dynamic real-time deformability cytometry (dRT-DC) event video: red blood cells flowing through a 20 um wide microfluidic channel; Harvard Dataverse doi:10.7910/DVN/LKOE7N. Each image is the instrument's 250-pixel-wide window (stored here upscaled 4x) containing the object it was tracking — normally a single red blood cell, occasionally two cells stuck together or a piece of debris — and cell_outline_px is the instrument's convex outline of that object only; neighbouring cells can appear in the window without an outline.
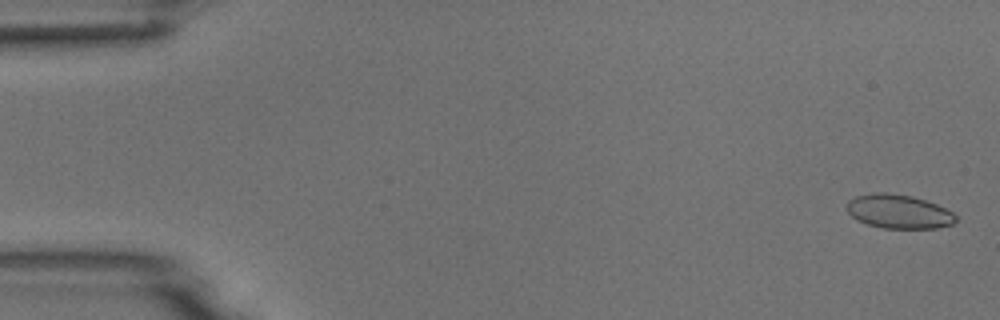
{"species": "common noctule bat (a hibernating species)", "species_latin": "Nyctalus noctula", "temperature_condition": "room temperature", "stored_images_in_passage": 16, "camera_frame_rate_fps": 3000, "um_per_image_px": 0.085, "animal": {"sex": "male", "body_mass_g": 18.8}, "frame": {"image": 1, "passage_image": 2, "time_ms": 0.333, "image_size_px": [1000, 320], "cell_outline_px": [[956, 220], [952, 224], [936, 228], [884, 228], [868, 224], [856, 220], [848, 212], [848, 200], [856, 196], [872, 192], [884, 192], [912, 196], [936, 204], [952, 212], [956, 216]], "centroid_in_image_um": [76.37, 17.97], "position_along_channel_um": 8.6, "area_um2": 21.39}}
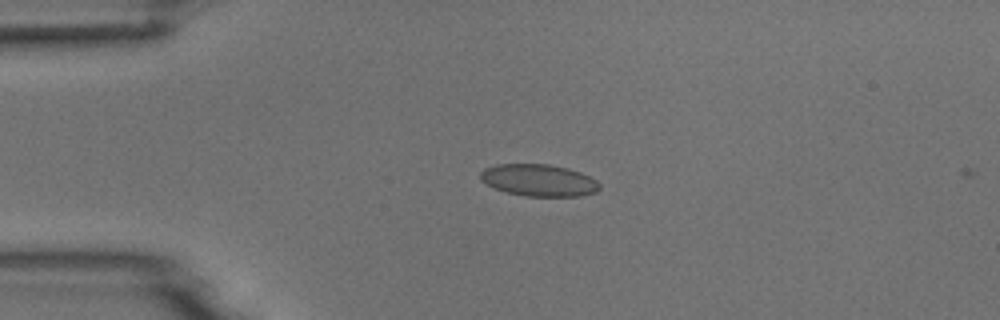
{"frame": {"image": 2, "passage_image": 13, "time_ms": 4.0, "image_size_px": [1000, 320], "cell_outline_px": [[600, 188], [596, 192], [580, 196], [524, 196], [508, 192], [496, 188], [480, 180], [480, 172], [484, 168], [496, 164], [548, 164], [568, 168], [580, 172], [596, 180], [600, 184]], "centroid_in_image_um": [45.8, 15.31], "position_along_channel_um": 39.2, "area_um2": 22.14}}